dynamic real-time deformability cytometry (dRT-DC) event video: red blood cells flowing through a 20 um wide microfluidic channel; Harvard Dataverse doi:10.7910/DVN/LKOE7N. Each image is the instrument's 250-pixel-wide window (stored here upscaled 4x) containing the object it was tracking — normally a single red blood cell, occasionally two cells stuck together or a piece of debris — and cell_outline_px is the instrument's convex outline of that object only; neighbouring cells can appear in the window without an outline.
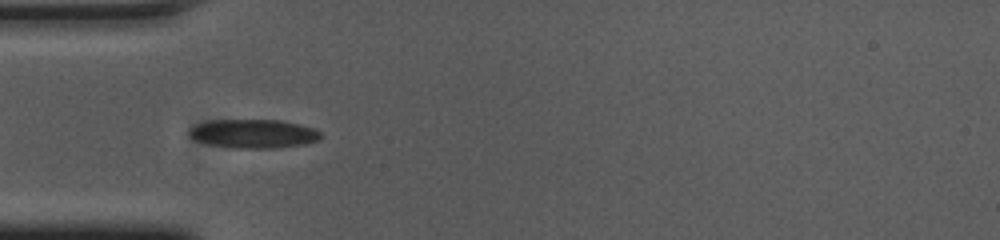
{"species": "common noctule bat (a hibernating species)", "species_latin": "Nyctalus noctula", "temperature_condition": "cold", "stored_images_in_passage": 29, "camera_frame_rate_fps": 3000, "um_per_image_px": 0.085, "animal": {"sex": "female", "body_mass_g": 23.0, "forearm_length_mm": 53.4}, "frame": {"image": 1, "passage_image": 1, "time_ms": 0.0, "image_size_px": [1000, 240], "cell_outline_px": [[324, 136], [320, 140], [300, 144], [276, 148], [236, 148], [208, 144], [196, 140], [188, 136], [188, 132], [196, 124], [212, 120], [280, 120], [300, 124], [312, 128], [320, 132]], "centroid_in_image_um": [21.55, 11.36], "position_along_channel_um": 63.4, "area_um2": 22.02}}
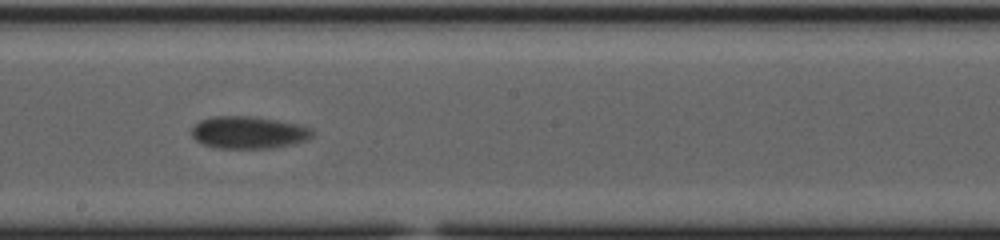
{"frame": {"image": 2, "passage_image": 15, "time_ms": 4.667, "image_size_px": [1000, 240], "cell_outline_px": [[312, 136], [304, 140], [288, 144], [268, 148], [220, 148], [204, 144], [196, 140], [192, 136], [192, 128], [200, 120], [212, 116], [252, 116], [276, 120], [296, 124], [312, 128]], "centroid_in_image_um": [21.08, 11.24], "position_along_channel_um": 227.1, "area_um2": 22.31}}
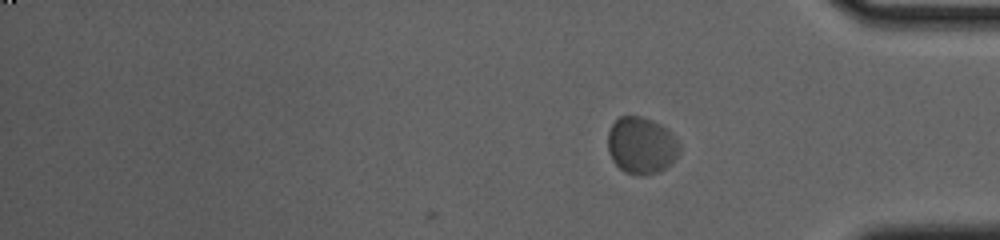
{"frame": {"image": 3, "passage_image": 29, "time_ms": 9.333, "image_size_px": [1000, 240], "cell_outline_px": [[680, 148], [676, 156], [660, 172], [636, 176], [624, 172], [612, 160], [608, 152], [608, 132], [612, 124], [620, 116], [640, 116], [652, 120], [660, 124], [680, 144]], "centroid_in_image_um": [54.47, 12.37], "position_along_channel_um": 380.7, "area_um2": 23.47}, "authors_computed_cell_mechanics": {"area_um2": 22.4264, "velocity_mm_per_s": 3.5288, "shape_relaxation_time_tau1_ms": 3.462, "shape_relaxation_time_tau2_ms": 1.3502, "deformation_change_tau1": 0.0792, "deformation_change_tau2": 0.0384}}